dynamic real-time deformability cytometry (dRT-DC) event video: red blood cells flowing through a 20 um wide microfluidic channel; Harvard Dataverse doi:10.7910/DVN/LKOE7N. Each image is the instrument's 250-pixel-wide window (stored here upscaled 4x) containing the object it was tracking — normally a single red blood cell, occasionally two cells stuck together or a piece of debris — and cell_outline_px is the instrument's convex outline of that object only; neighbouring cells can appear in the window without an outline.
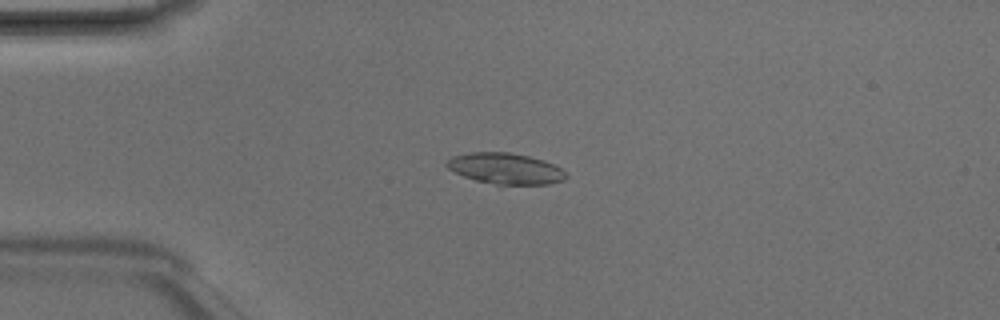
{"species": "Egyptian fruit bat (a non-hibernating species)", "species_latin": "Rousettus aegyptiacus", "temperature_condition": "room temperature", "stored_images_in_passage": 6, "camera_frame_rate_fps": 3000, "um_per_image_px": 0.085, "animal": {"sex": "male"}, "frame": {"image": 1, "passage_image": 4, "time_ms": 1.0, "image_size_px": [1000, 320], "cell_outline_px": [[568, 176], [564, 180], [548, 184], [496, 184], [476, 180], [464, 176], [448, 168], [444, 164], [452, 156], [468, 152], [508, 152], [528, 156], [544, 160], [560, 168]], "centroid_in_image_um": [42.95, 14.31], "position_along_channel_um": 42.0, "area_um2": 21.33}}
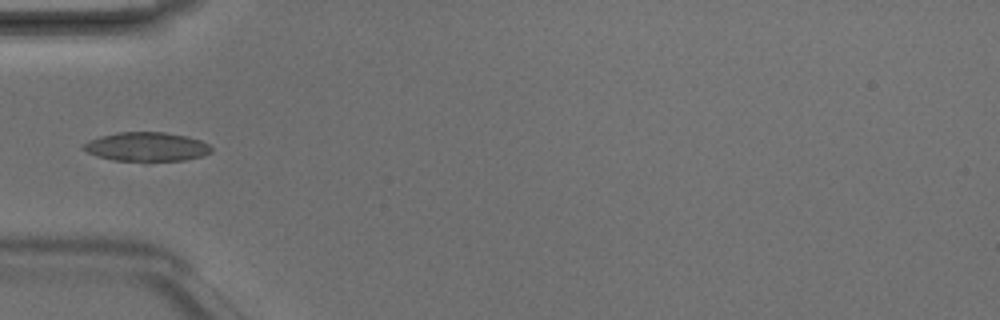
{"frame": {"image": 2, "passage_image": 5, "time_ms": 1.333, "image_size_px": [1000, 320], "cell_outline_px": [[212, 152], [204, 156], [184, 160], [148, 164], [144, 164], [112, 160], [96, 156], [80, 148], [88, 140], [100, 136], [116, 132], [164, 132], [188, 136], [200, 140], [208, 144], [212, 148]], "centroid_in_image_um": [12.46, 12.52], "position_along_channel_um": 72.5, "area_um2": 22.72}}